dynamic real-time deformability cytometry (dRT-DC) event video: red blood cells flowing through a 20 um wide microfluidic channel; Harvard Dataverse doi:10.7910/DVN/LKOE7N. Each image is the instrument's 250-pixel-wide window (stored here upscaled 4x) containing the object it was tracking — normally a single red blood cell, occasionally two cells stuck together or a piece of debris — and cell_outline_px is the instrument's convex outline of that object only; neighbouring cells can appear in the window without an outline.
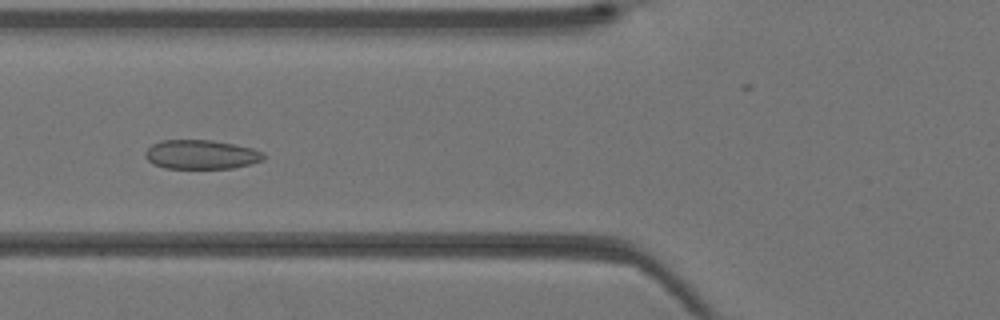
{"species": "Egyptian fruit bat (a non-hibernating species)", "species_latin": "Rousettus aegyptiacus", "temperature_condition": "warm", "stored_images_in_passage": 32, "camera_frame_rate_fps": 3000, "um_per_image_px": 0.085, "animal": {"sex": "female"}, "frame": {"image": 1, "passage_image": 6, "time_ms": 1.667, "image_size_px": [1000, 320], "cell_outline_px": [[264, 160], [232, 168], [164, 168], [152, 164], [144, 156], [144, 152], [152, 144], [160, 140], [212, 140], [252, 148], [264, 152]], "centroid_in_image_um": [17.06, 13.13], "position_along_channel_um": 108.7, "area_um2": 20.11}}
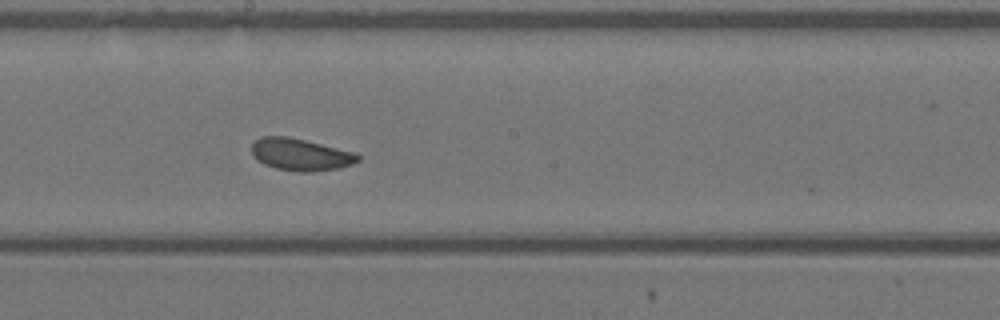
{"frame": {"image": 2, "passage_image": 13, "time_ms": 4.0, "image_size_px": [1000, 320], "cell_outline_px": [[360, 160], [352, 164], [340, 168], [312, 172], [300, 172], [276, 168], [264, 164], [252, 156], [252, 144], [256, 140], [264, 136], [288, 136], [356, 152], [360, 156]], "centroid_in_image_um": [25.57, 13.14], "position_along_channel_um": 222.6, "area_um2": 19.94}}
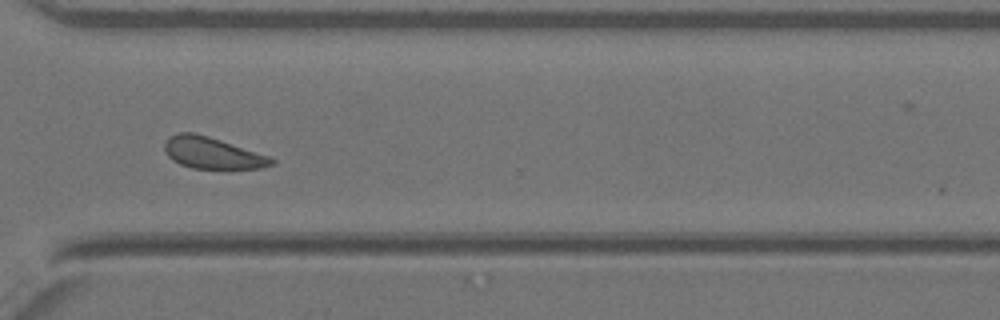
{"frame": {"image": 3, "passage_image": 21, "time_ms": 6.667, "image_size_px": [1000, 320], "cell_outline_px": [[276, 164], [260, 168], [192, 168], [180, 164], [172, 160], [168, 156], [164, 148], [164, 144], [168, 136], [180, 132], [192, 132], [208, 136], [272, 156], [276, 160]], "centroid_in_image_um": [18.08, 12.99], "position_along_channel_um": 352.5, "area_um2": 19.77}}